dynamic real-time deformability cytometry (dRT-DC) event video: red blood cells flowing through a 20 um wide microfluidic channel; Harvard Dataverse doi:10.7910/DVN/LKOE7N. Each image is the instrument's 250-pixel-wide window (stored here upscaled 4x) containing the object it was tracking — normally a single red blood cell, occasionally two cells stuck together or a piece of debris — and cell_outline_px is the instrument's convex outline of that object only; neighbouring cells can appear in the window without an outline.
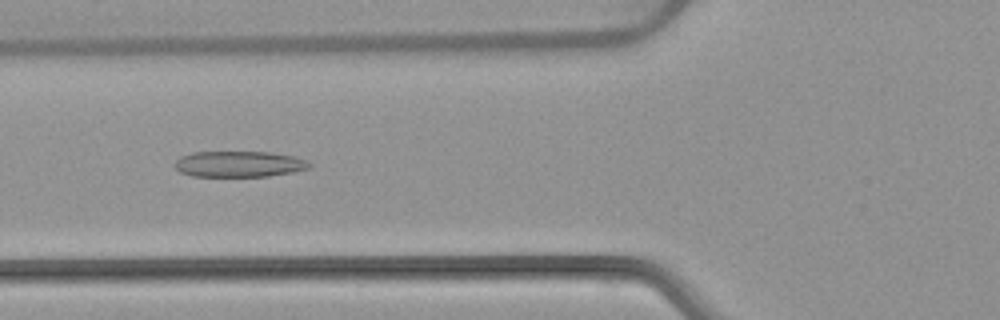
{"species": "common noctule bat (a hibernating species)", "species_latin": "Nyctalus noctula", "temperature_condition": "warm", "stored_images_in_passage": 52, "camera_frame_rate_fps": 3000, "um_per_image_px": 0.085, "animal": {"sex": "female", "body_mass_g": 22.7, "forearm_length_mm": 54.2}, "frame": {"image": 1, "passage_image": 20, "time_ms": 6.333, "image_size_px": [1000, 320], "cell_outline_px": [[312, 164], [308, 168], [292, 172], [268, 176], [192, 176], [180, 172], [176, 168], [176, 160], [180, 156], [192, 152], [268, 152], [296, 156], [308, 160]], "centroid_in_image_um": [20.34, 13.94], "position_along_channel_um": 105.5, "area_um2": 20.35}}
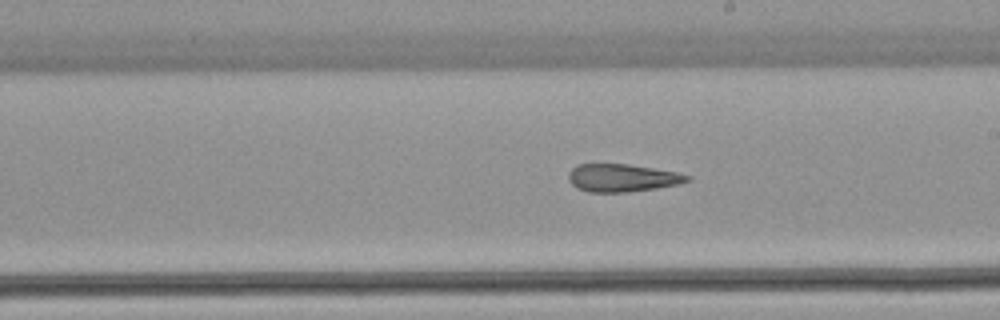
{"frame": {"image": 2, "passage_image": 30, "time_ms": 9.667, "image_size_px": [1000, 320], "cell_outline_px": [[692, 180], [680, 184], [656, 188], [628, 192], [588, 192], [576, 188], [568, 180], [568, 172], [576, 164], [628, 164], [676, 172], [692, 176]], "centroid_in_image_um": [52.88, 15.12], "position_along_channel_um": 236.1, "area_um2": 19.36}}
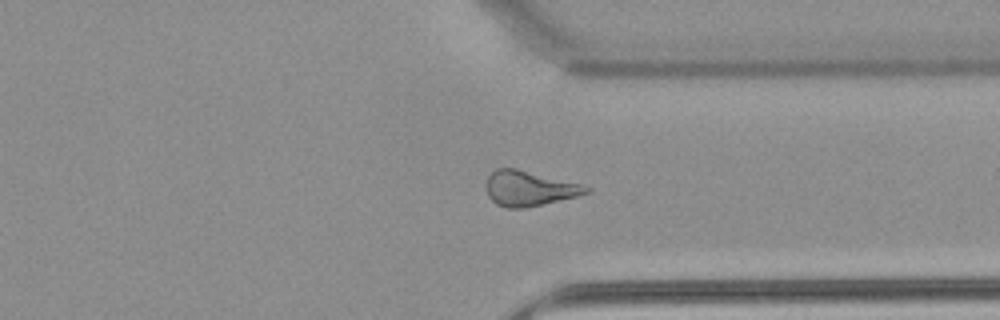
{"frame": {"image": 3, "passage_image": 40, "time_ms": 13.0, "image_size_px": [1000, 320], "cell_outline_px": [[592, 192], [576, 196], [524, 208], [504, 208], [496, 204], [488, 196], [484, 188], [484, 184], [488, 176], [496, 168], [516, 168], [580, 184], [592, 188]], "centroid_in_image_um": [44.92, 16.01], "position_along_channel_um": 366.5, "area_um2": 20.46}, "authors_computed_cell_mechanics": {"area_um2": 21.6172, "velocity_mm_per_s": 3.9178, "shape_relaxation_time_tau1_ms": null, "shape_relaxation_time_tau2_ms": 3.5468, "deformation_change_tau1": null, "deformation_change_tau2": 0.14}}